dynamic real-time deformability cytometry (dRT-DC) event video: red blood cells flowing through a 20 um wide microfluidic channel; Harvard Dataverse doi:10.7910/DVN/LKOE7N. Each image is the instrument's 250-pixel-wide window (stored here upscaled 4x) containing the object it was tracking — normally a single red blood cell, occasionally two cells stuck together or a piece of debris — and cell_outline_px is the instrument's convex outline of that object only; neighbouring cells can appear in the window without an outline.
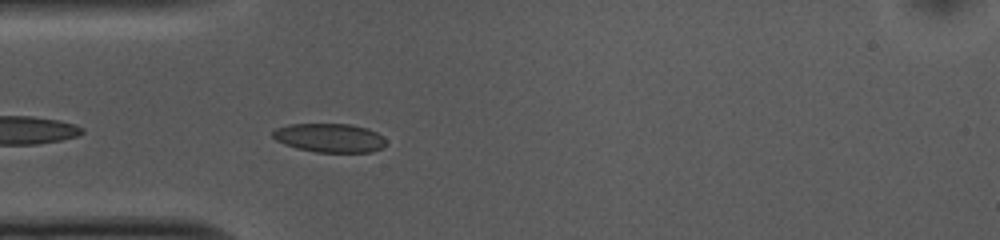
{"species": "common noctule bat (a hibernating species)", "species_latin": "Nyctalus noctula", "temperature_condition": "cold", "stored_images_in_passage": 37, "camera_frame_rate_fps": 3000, "um_per_image_px": 0.085, "animal": {"sex": "female", "body_mass_g": 10.0, "forearm_length_mm": 53.1}, "frame": {"image": 1, "passage_image": 3, "time_ms": 0.667, "image_size_px": [1000, 240], "cell_outline_px": [[388, 144], [384, 148], [372, 152], [316, 152], [296, 148], [284, 144], [276, 140], [272, 136], [272, 132], [276, 128], [288, 124], [352, 124], [368, 128], [376, 132]], "centroid_in_image_um": [28.03, 11.72], "position_along_channel_um": 57.0, "area_um2": 19.19}}
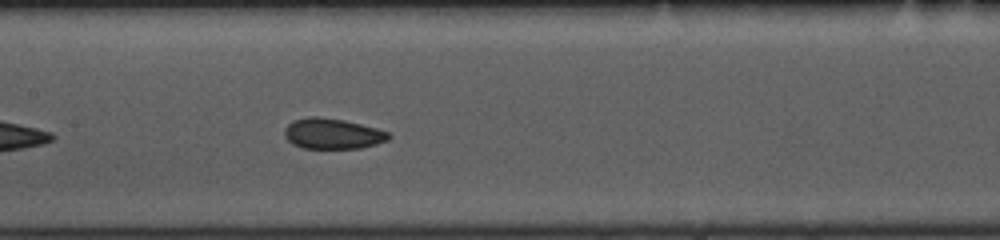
{"frame": {"image": 2, "passage_image": 13, "time_ms": 4.0, "image_size_px": [1000, 240], "cell_outline_px": [[392, 136], [388, 140], [376, 144], [360, 148], [304, 148], [292, 144], [284, 136], [284, 128], [292, 120], [308, 116], [316, 116], [344, 120], [376, 128], [388, 132]], "centroid_in_image_um": [28.24, 11.36], "position_along_channel_um": 179.2, "area_um2": 18.61}}
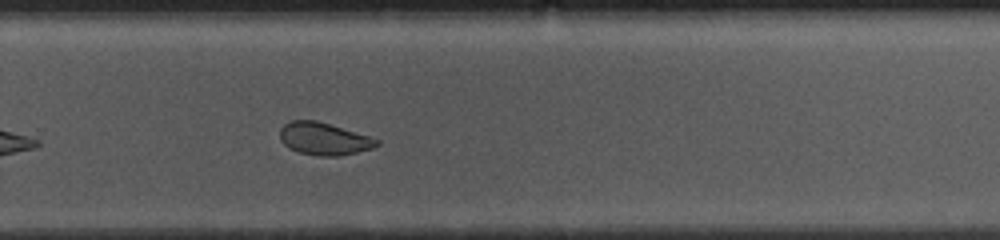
{"frame": {"image": 3, "passage_image": 23, "time_ms": 7.333, "image_size_px": [1000, 240], "cell_outline_px": [[380, 144], [372, 148], [356, 152], [336, 156], [320, 156], [300, 152], [284, 144], [280, 140], [280, 128], [284, 124], [292, 120], [316, 120], [368, 136], [380, 140]], "centroid_in_image_um": [27.52, 11.79], "position_along_channel_um": 302.3, "area_um2": 17.98}, "authors_computed_cell_mechanics": {"area_um2": 18.9006, "velocity_mm_per_s": 3.7171, "shape_relaxation_time_tau1_ms": 6.0429, "shape_relaxation_time_tau2_ms": 1.9023, "deformation_change_tau1": 0.0907, "deformation_change_tau2": 0.0518}}